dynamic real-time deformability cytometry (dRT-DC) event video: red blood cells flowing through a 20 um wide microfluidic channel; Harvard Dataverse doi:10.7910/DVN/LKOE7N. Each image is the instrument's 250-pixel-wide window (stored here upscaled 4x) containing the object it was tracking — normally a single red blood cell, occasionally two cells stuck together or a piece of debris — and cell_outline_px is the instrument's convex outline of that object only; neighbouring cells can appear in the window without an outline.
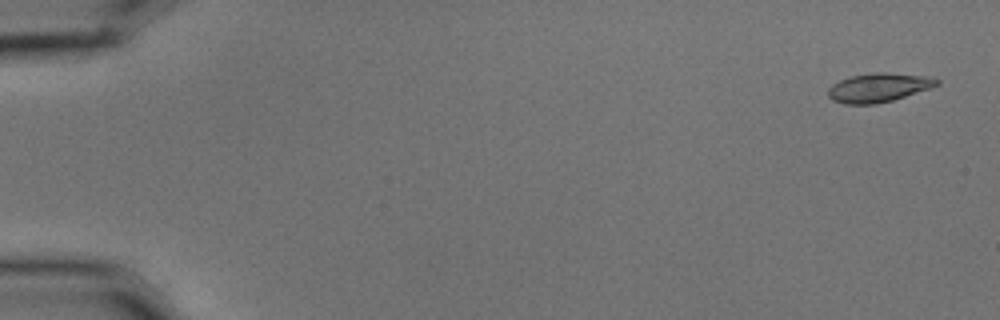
{"species": "common noctule bat (a hibernating species)", "species_latin": "Nyctalus noctula", "temperature_condition": "cold", "stored_images_in_passage": 7, "camera_frame_rate_fps": 3000, "um_per_image_px": 0.085, "animal": {"sex": "male", "body_mass_g": 15.6}, "frame": {"image": 1, "passage_image": 1, "time_ms": 0.0, "image_size_px": [1000, 320], "cell_outline_px": [[940, 84], [932, 88], [892, 100], [876, 104], [844, 104], [832, 100], [828, 96], [828, 88], [832, 84], [840, 80], [852, 76], [872, 72], [888, 72], [932, 76], [940, 80]], "centroid_in_image_um": [74.72, 7.43], "position_along_channel_um": 10.3, "area_um2": 18.61}}
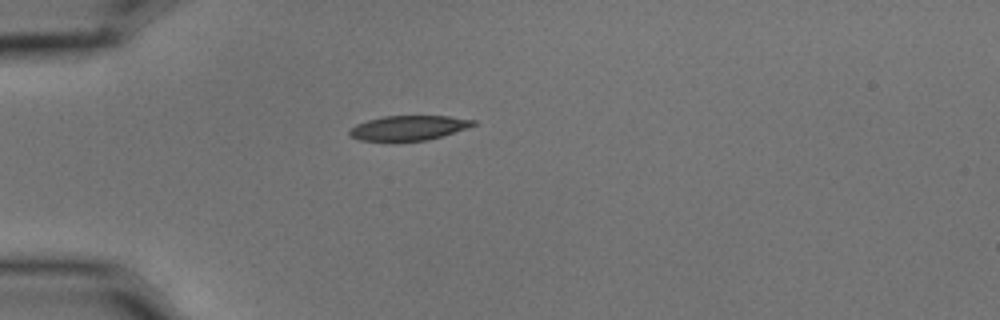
{"frame": {"image": 2, "passage_image": 5, "time_ms": 1.333, "image_size_px": [1000, 320], "cell_outline_px": [[476, 124], [428, 140], [392, 144], [388, 144], [360, 140], [352, 136], [348, 132], [356, 124], [368, 120], [384, 116], [448, 116], [476, 120]], "centroid_in_image_um": [34.64, 10.92], "position_along_channel_um": 50.4, "area_um2": 18.32}}
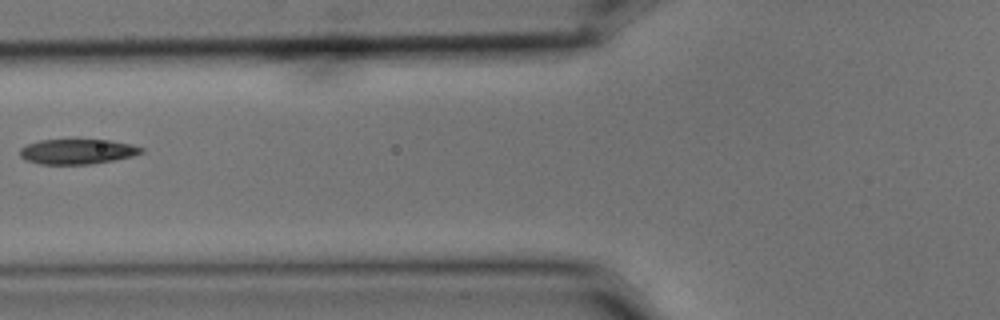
{"frame": {"image": 3, "passage_image": 7, "time_ms": 2.0, "image_size_px": [1000, 320], "cell_outline_px": [[144, 152], [132, 156], [112, 160], [88, 164], [40, 164], [28, 160], [20, 156], [20, 148], [28, 144], [40, 140], [108, 140], [132, 144], [144, 148]], "centroid_in_image_um": [6.59, 12.88], "position_along_channel_um": 119.2, "area_um2": 17.51}}